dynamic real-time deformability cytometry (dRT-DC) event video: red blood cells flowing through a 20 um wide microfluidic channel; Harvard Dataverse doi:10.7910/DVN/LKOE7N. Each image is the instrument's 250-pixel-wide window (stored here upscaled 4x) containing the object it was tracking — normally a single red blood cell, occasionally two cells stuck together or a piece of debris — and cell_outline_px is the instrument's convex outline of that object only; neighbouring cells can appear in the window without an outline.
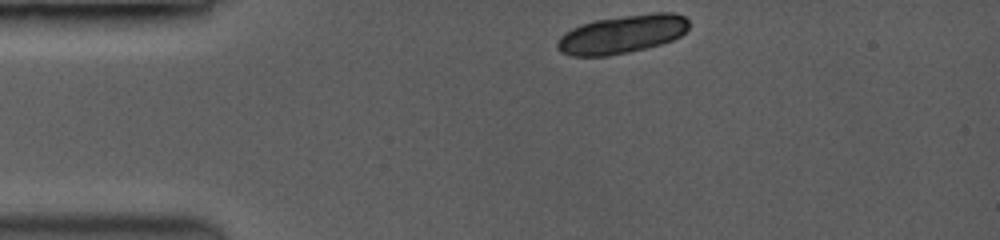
{"species": "common noctule bat (a hibernating species)", "species_latin": "Nyctalus noctula", "temperature_condition": "room temperature", "stored_images_in_passage": 25, "camera_frame_rate_fps": 3500, "um_per_image_px": 0.085, "animal": {"sex": "female", "body_mass_g": 19.0, "forearm_length_mm": 53.3}, "frame": {"image": 1, "passage_image": 1, "time_ms": 0.0, "image_size_px": [1000, 240], "cell_outline_px": [[688, 28], [680, 36], [672, 40], [660, 44], [628, 52], [604, 56], [572, 56], [560, 52], [556, 44], [560, 36], [572, 28], [580, 24], [596, 20], [656, 12], [672, 12], [684, 16], [688, 20]], "centroid_in_image_um": [52.87, 2.91], "position_along_channel_um": 32.1, "area_um2": 29.13}, "authors_computed_cell_mechanics": {"area_um2": 17.9758, "velocity_mm_per_s": 4.0111, "shape_relaxation_time_tau1_ms": 1.8751, "shape_relaxation_time_tau2_ms": null, "deformation_change_tau1": 0.0443, "deformation_change_tau2": null}}